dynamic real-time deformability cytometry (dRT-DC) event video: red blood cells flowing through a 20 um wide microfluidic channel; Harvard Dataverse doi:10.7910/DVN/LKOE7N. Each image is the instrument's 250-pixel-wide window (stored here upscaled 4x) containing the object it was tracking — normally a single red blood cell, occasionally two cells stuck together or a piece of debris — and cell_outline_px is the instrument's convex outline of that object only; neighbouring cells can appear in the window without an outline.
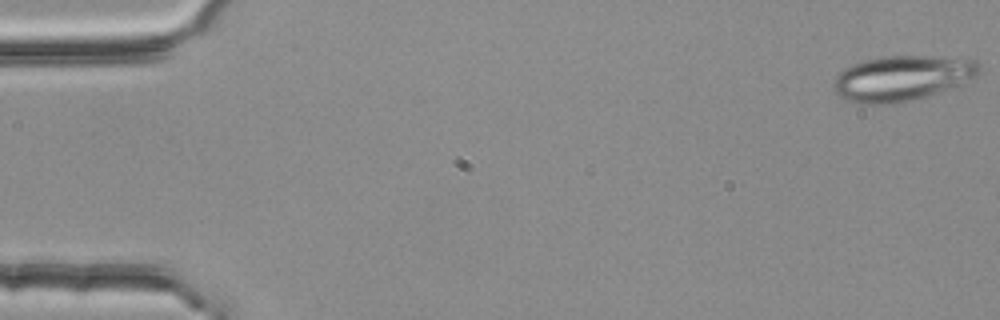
{"species": "common noctule bat (a hibernating species)", "species_latin": "Nyctalus noctula", "temperature_condition": "room temperature", "stored_images_in_passage": 4, "camera_frame_rate_fps": 3000, "um_per_image_px": 0.085, "animal": {"sex": "female", "body_mass_g": 25.1}, "frame": {"image": 1, "passage_image": 1, "time_ms": 0.0, "image_size_px": [1000, 320], "cell_outline_px": [[980, 72], [976, 76], [948, 88], [912, 100], [888, 104], [856, 104], [840, 96], [832, 88], [832, 80], [844, 68], [852, 64], [884, 56], [972, 56], [980, 64]], "centroid_in_image_um": [76.69, 6.62], "position_along_channel_um": 8.3, "area_um2": 38.61}}